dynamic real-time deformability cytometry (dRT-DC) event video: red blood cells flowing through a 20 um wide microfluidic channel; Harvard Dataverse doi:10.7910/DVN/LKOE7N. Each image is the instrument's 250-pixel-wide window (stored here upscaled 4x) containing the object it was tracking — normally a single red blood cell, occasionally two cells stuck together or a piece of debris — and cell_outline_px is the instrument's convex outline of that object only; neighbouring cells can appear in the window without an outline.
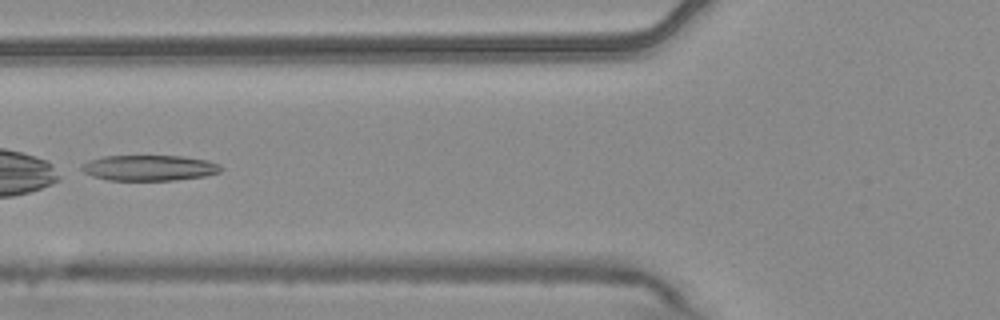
{"species": "common noctule bat (a hibernating species)", "species_latin": "Nyctalus noctula", "temperature_condition": "warm", "stored_images_in_passage": 6, "camera_frame_rate_fps": 3000, "um_per_image_px": 0.085, "animal": {"sex": "male", "body_mass_g": 20.4}, "frame": {"image": 1, "passage_image": 6, "time_ms": 1.667, "image_size_px": [1000, 320], "cell_outline_px": [[224, 168], [220, 172], [204, 176], [172, 180], [108, 180], [92, 176], [84, 172], [80, 168], [80, 164], [88, 160], [104, 156], [180, 156], [208, 160], [220, 164]], "centroid_in_image_um": [12.67, 14.26], "position_along_channel_um": 113.1, "area_um2": 20.87}}